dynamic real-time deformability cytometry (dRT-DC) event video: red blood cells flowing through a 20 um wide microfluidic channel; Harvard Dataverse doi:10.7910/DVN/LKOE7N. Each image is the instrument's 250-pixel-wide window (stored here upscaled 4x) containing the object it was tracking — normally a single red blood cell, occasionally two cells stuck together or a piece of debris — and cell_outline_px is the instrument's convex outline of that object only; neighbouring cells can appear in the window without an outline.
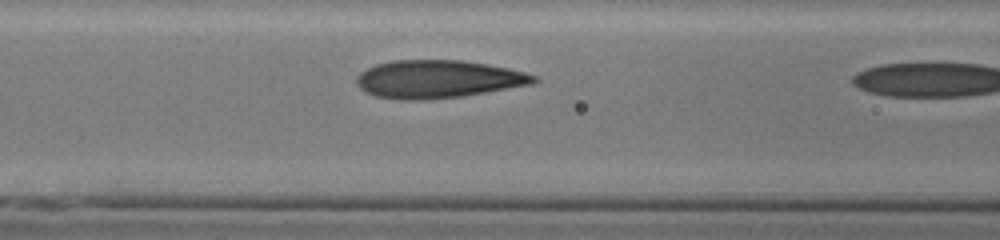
{"species": "human", "species_latin": "Homo sapiens", "temperature_condition": "cold", "stored_images_in_passage": 10, "camera_frame_rate_fps": 3000, "um_per_image_px": 0.085, "donor": {"sex": "male"}, "frame": {"image": 1, "passage_image": 9, "time_ms": 2.667, "image_size_px": [1000, 240], "cell_outline_px": [[540, 80], [532, 84], [460, 96], [420, 100], [404, 100], [376, 96], [360, 88], [356, 84], [356, 76], [360, 72], [376, 64], [392, 60], [464, 60], [488, 64], [508, 68], [524, 72], [536, 76]], "centroid_in_image_um": [37.22, 6.71], "position_along_channel_um": 129.4, "area_um2": 38.96}}